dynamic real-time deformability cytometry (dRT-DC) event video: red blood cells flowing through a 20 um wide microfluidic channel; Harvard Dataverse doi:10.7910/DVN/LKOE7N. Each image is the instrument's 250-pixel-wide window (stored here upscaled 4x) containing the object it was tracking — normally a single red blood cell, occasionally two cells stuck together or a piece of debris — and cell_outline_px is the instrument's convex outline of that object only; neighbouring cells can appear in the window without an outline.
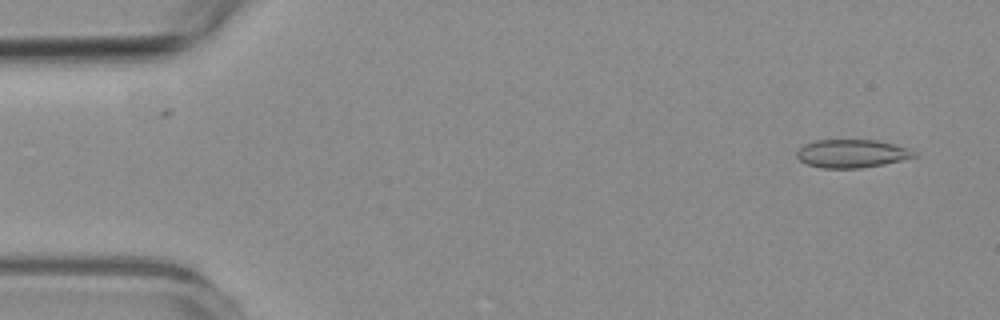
{"species": "common noctule bat (a hibernating species)", "species_latin": "Nyctalus noctula", "temperature_condition": "room temperature", "stored_images_in_passage": 50, "camera_frame_rate_fps": 3000, "um_per_image_px": 0.085, "animal": {"sex": "female", "body_mass_g": 19.3, "forearm_length_mm": 54.1}, "frame": {"image": 1, "passage_image": 3, "time_ms": 0.667, "image_size_px": [1000, 320], "cell_outline_px": [[916, 156], [884, 164], [860, 168], [820, 168], [808, 164], [800, 160], [796, 156], [796, 152], [804, 144], [816, 140], [876, 140], [892, 144], [916, 152]], "centroid_in_image_um": [72.35, 13.06], "position_along_channel_um": 12.7, "area_um2": 19.02}}
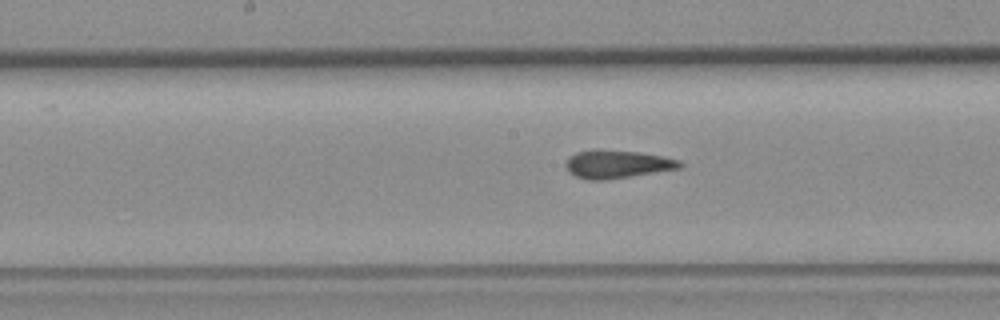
{"frame": {"image": 2, "passage_image": 28, "time_ms": 9.0, "image_size_px": [1000, 320], "cell_outline_px": [[684, 164], [680, 168], [608, 180], [588, 180], [576, 176], [568, 172], [564, 164], [568, 156], [576, 152], [592, 148], [596, 148], [640, 152], [664, 156], [680, 160]], "centroid_in_image_um": [52.42, 13.93], "position_along_channel_um": 195.8, "area_um2": 19.19}}
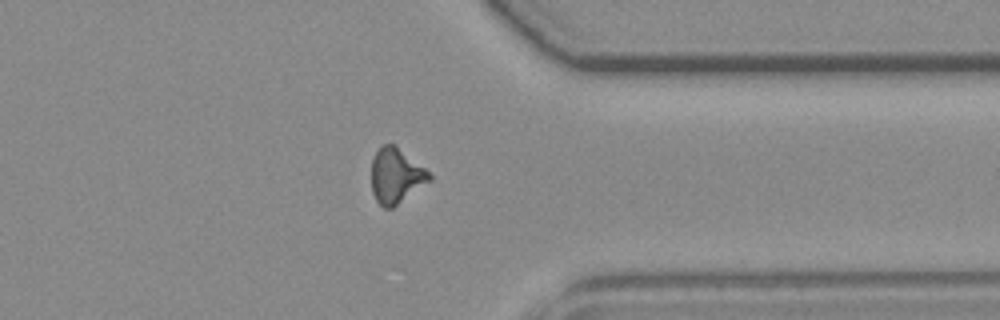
{"frame": {"image": 3, "passage_image": 44, "time_ms": 14.333, "image_size_px": [1000, 320], "cell_outline_px": [[432, 180], [392, 208], [384, 208], [376, 200], [372, 192], [372, 160], [376, 152], [384, 144], [396, 144], [424, 168], [432, 176]], "centroid_in_image_um": [33.66, 14.94], "position_along_channel_um": 377.7, "area_um2": 18.5}, "authors_computed_cell_mechanics": {"area_um2": 18.8139, "velocity_mm_per_s": 3.5689, "shape_relaxation_time_tau1_ms": null, "shape_relaxation_time_tau2_ms": 5.4585, "deformation_change_tau1": null, "deformation_change_tau2": 0.0922}}